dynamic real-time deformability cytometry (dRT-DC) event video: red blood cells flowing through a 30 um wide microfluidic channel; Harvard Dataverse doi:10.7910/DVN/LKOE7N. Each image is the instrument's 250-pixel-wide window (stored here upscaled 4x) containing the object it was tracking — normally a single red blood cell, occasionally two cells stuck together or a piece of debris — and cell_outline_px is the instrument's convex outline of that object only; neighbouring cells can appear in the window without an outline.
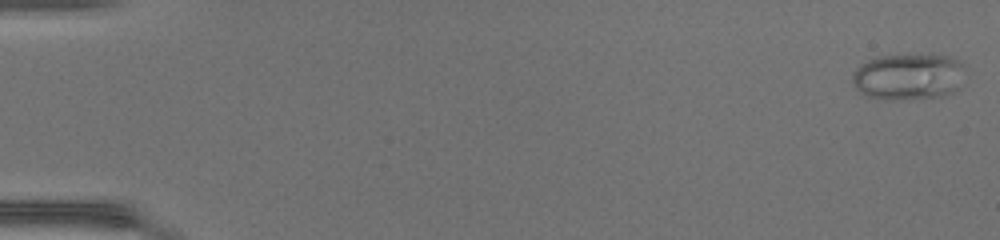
{"species": "common noctule bat (a hibernating species)", "species_latin": "Nyctalus noctula", "temperature_condition": "warm", "stored_images_in_passage": 48, "camera_frame_rate_fps": 3000, "um_per_image_px": 0.085, "animal": {"sex": "female", "body_mass_g": 17.0, "forearm_length_mm": 48.0}, "frame": {"image": 1, "passage_image": 1, "time_ms": 0.0, "image_size_px": [1000, 240], "cell_outline_px": [[964, 68], [956, 88], [952, 92], [944, 96], [912, 100], [892, 100], [868, 96], [860, 92], [852, 84], [852, 76], [856, 68], [860, 64], [876, 56], [952, 56]], "centroid_in_image_um": [77.15, 6.55], "position_along_channel_um": 7.9, "area_um2": 30.11}}
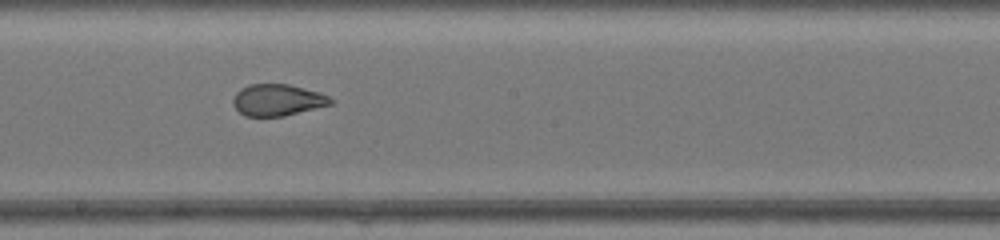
{"frame": {"image": 2, "passage_image": 28, "time_ms": 9.0, "image_size_px": [1000, 240], "cell_outline_px": [[332, 104], [284, 116], [244, 116], [232, 104], [232, 100], [236, 92], [240, 88], [248, 84], [288, 84], [320, 92], [328, 96], [332, 100]], "centroid_in_image_um": [23.56, 8.49], "position_along_channel_um": 224.6, "area_um2": 17.98}}
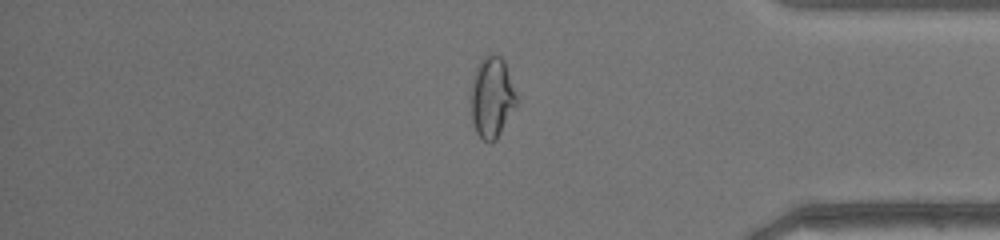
{"frame": {"image": 3, "passage_image": 41, "time_ms": 13.333, "image_size_px": [1000, 240], "cell_outline_px": [[516, 104], [496, 140], [492, 144], [488, 144], [476, 132], [472, 120], [472, 80], [476, 68], [480, 60], [484, 56], [500, 56], [504, 60], [516, 96]], "centroid_in_image_um": [41.79, 8.3], "position_along_channel_um": 393.4, "area_um2": 20.92}, "authors_computed_cell_mechanics": {"area_um2": 22.9177, "velocity_mm_per_s": 4.3644, "shape_relaxation_time_tau1_ms": null, "shape_relaxation_time_tau2_ms": 0.6544, "deformation_change_tau1": null, "deformation_change_tau2": 0.0666}}